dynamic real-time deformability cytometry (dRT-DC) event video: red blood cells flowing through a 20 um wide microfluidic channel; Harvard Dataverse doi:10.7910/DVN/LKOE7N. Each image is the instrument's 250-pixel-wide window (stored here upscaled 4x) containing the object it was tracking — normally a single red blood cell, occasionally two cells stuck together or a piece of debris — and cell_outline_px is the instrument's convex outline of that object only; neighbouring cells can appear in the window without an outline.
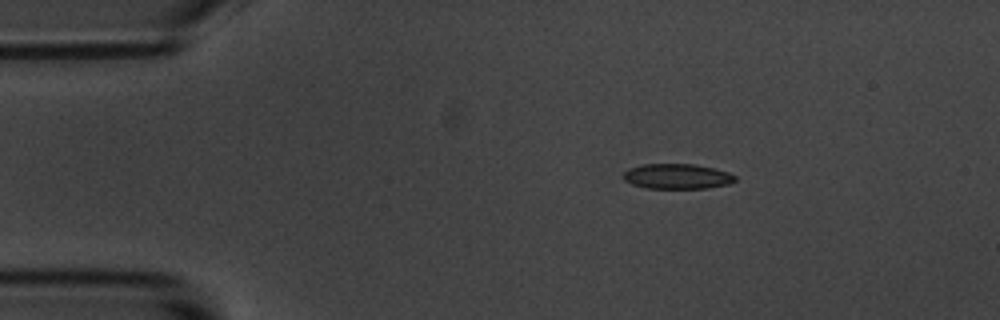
{"species": "common noctule bat (a hibernating species)", "species_latin": "Nyctalus noctula", "temperature_condition": "room temperature", "stored_images_in_passage": 4, "camera_frame_rate_fps": 3000, "um_per_image_px": 0.085, "animal": {"sex": "male", "body_mass_g": 20.1, "forearm_length_mm": 53.5}, "frame": {"image": 1, "passage_image": 3, "time_ms": 2.333, "image_size_px": [1000, 320], "cell_outline_px": [[736, 180], [728, 184], [708, 188], [648, 188], [632, 184], [624, 180], [620, 176], [628, 168], [644, 164], [692, 164], [712, 168], [728, 172], [736, 176]], "centroid_in_image_um": [57.52, 14.99], "position_along_channel_um": 27.5, "area_um2": 16.36}}